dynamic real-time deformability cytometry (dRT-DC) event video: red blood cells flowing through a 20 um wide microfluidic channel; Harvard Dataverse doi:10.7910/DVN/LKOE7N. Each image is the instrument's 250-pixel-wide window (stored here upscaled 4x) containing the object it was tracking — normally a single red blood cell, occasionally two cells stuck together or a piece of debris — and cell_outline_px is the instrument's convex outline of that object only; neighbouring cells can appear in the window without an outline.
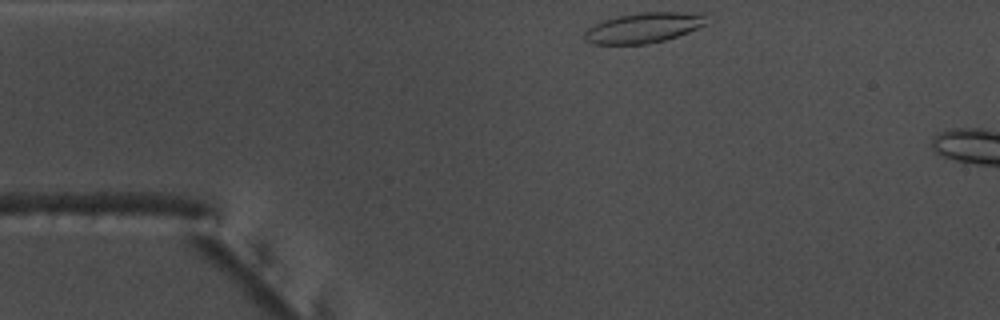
{"species": "common noctule bat (a hibernating species)", "species_latin": "Nyctalus noctula", "temperature_condition": "warm", "stored_images_in_passage": 5, "camera_frame_rate_fps": 3000, "um_per_image_px": 0.085, "animal": {"sex": "male", "body_mass_g": 17.5, "forearm_length_mm": 52.3}, "frame": {"image": 1, "passage_image": 1, "time_ms": 0.0, "image_size_px": [1000, 320], "cell_outline_px": [[704, 24], [688, 32], [664, 40], [648, 44], [592, 44], [584, 40], [584, 32], [588, 28], [604, 20], [616, 16], [640, 12], [704, 12]], "centroid_in_image_um": [54.67, 2.35], "position_along_channel_um": 30.3, "area_um2": 21.39}}